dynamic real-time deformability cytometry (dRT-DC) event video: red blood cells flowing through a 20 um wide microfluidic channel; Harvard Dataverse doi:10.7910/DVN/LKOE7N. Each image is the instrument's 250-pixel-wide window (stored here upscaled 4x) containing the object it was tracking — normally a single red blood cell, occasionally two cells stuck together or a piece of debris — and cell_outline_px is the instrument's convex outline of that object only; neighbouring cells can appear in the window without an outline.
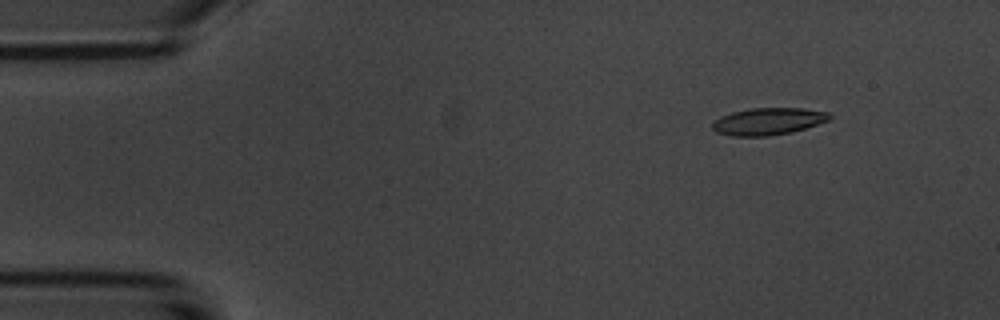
{"species": "common noctule bat (a hibernating species)", "species_latin": "Nyctalus noctula", "temperature_condition": "room temperature", "stored_images_in_passage": 5, "camera_frame_rate_fps": 3000, "um_per_image_px": 0.085, "animal": {"sex": "male", "body_mass_g": 20.1, "forearm_length_mm": 53.5}, "frame": {"image": 1, "passage_image": 2, "time_ms": 1.0, "image_size_px": [1000, 320], "cell_outline_px": [[832, 116], [828, 120], [792, 132], [768, 136], [732, 136], [716, 132], [712, 128], [712, 124], [720, 116], [732, 112], [752, 108], [804, 108], [828, 112]], "centroid_in_image_um": [65.28, 10.31], "position_along_channel_um": 19.7, "area_um2": 18.38}}
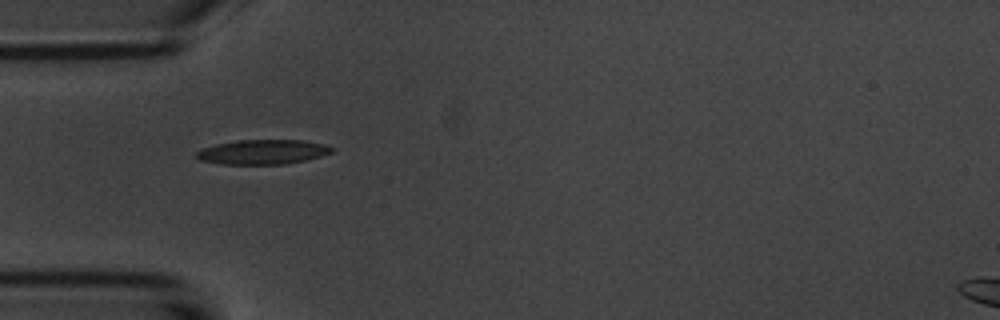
{"frame": {"image": 2, "passage_image": 4, "time_ms": 4.333, "image_size_px": [1000, 320], "cell_outline_px": [[336, 148], [332, 152], [320, 156], [304, 160], [284, 164], [220, 164], [200, 160], [196, 156], [196, 152], [200, 148], [216, 144], [236, 140], [300, 140], [324, 144]], "centroid_in_image_um": [22.3, 12.91], "position_along_channel_um": 62.7, "area_um2": 19.42}}